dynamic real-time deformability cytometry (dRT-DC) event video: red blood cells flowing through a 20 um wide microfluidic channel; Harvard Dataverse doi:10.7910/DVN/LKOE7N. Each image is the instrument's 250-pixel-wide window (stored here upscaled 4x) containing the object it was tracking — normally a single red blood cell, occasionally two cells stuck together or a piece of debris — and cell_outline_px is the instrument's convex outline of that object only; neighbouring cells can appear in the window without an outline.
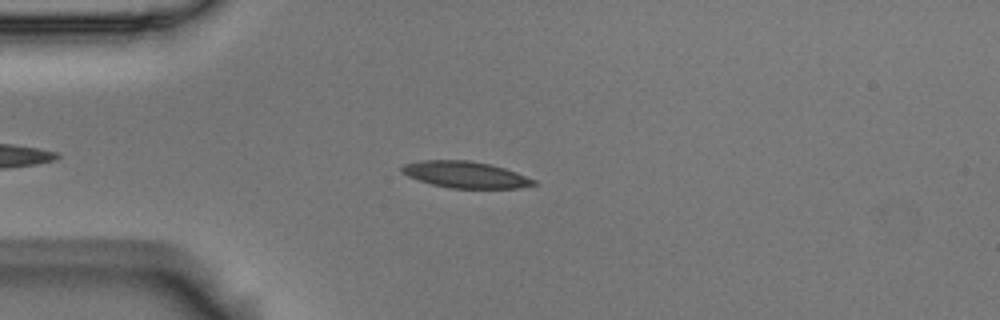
{"species": "Egyptian fruit bat (a non-hibernating species)", "species_latin": "Rousettus aegyptiacus", "temperature_condition": "room temperature", "stored_images_in_passage": 48, "camera_frame_rate_fps": 3000, "um_per_image_px": 0.085, "animal": {"sex": "male"}, "frame": {"image": 1, "passage_image": 10, "time_ms": 3.0, "image_size_px": [1000, 320], "cell_outline_px": [[536, 184], [520, 188], [452, 188], [432, 184], [408, 176], [400, 172], [400, 168], [404, 164], [420, 160], [468, 160], [488, 164], [504, 168], [516, 172], [536, 180]], "centroid_in_image_um": [39.54, 14.84], "position_along_channel_um": 45.5, "area_um2": 20.23}}
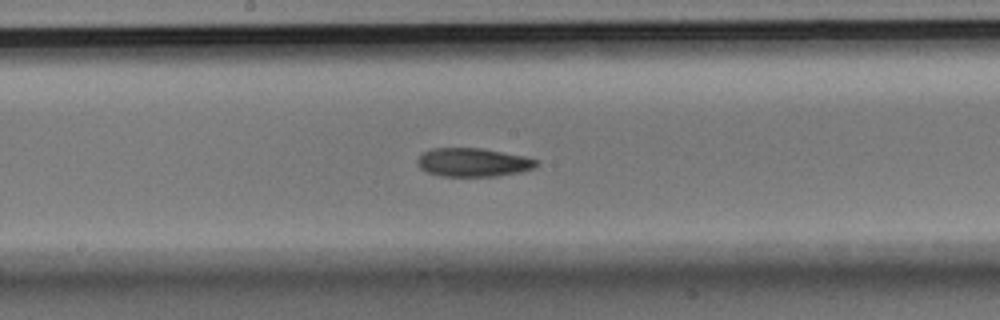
{"frame": {"image": 2, "passage_image": 25, "time_ms": 8.0, "image_size_px": [1000, 320], "cell_outline_px": [[540, 164], [532, 168], [520, 172], [496, 176], [440, 176], [428, 172], [420, 168], [416, 164], [416, 160], [424, 152], [432, 148], [480, 148], [524, 156], [540, 160]], "centroid_in_image_um": [40.22, 13.8], "position_along_channel_um": 208.0, "area_um2": 19.83}}
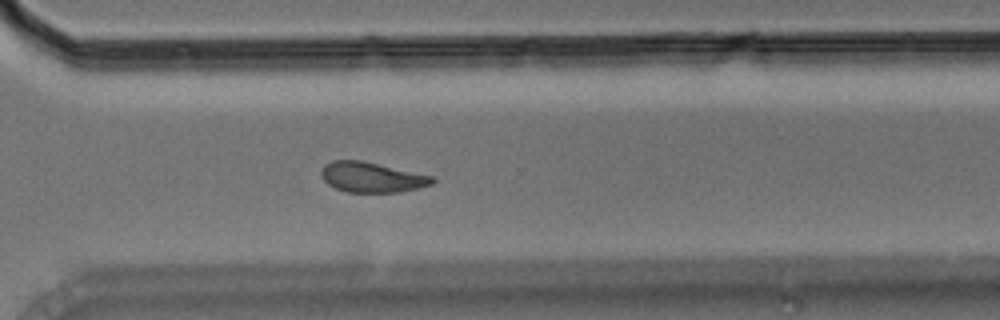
{"frame": {"image": 3, "passage_image": 36, "time_ms": 11.667, "image_size_px": [1000, 320], "cell_outline_px": [[436, 180], [432, 184], [420, 188], [400, 192], [348, 192], [336, 188], [328, 184], [320, 176], [320, 172], [324, 164], [332, 160], [360, 160], [432, 176]], "centroid_in_image_um": [31.58, 15.07], "position_along_channel_um": 339.0, "area_um2": 19.48}, "authors_computed_cell_mechanics": {"area_um2": 20.1144, "velocity_mm_per_s": 3.5818, "shape_relaxation_time_tau1_ms": 11.33, "shape_relaxation_time_tau2_ms": 11.3351, "deformation_change_tau1": 0.1906, "deformation_change_tau2": 0.1813}}